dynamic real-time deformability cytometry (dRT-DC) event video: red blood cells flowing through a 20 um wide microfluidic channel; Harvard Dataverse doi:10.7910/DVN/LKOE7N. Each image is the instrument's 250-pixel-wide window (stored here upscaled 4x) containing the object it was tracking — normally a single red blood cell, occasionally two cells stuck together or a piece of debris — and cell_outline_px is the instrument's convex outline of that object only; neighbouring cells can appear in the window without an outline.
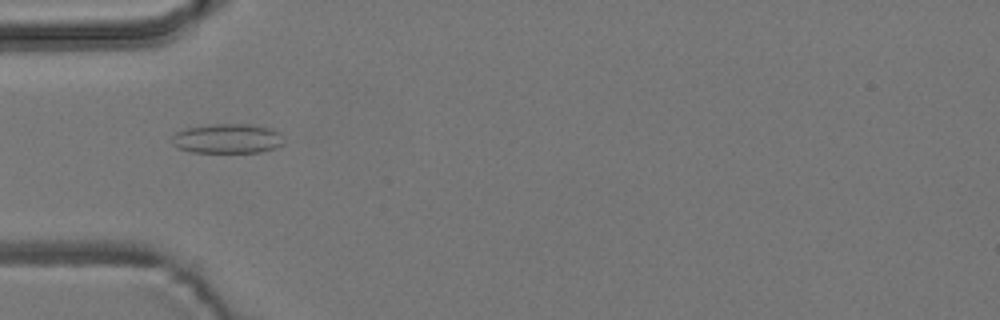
{"species": "common noctule bat (a hibernating species)", "species_latin": "Nyctalus noctula", "temperature_condition": "room temperature", "stored_images_in_passage": 4, "camera_frame_rate_fps": 3000, "um_per_image_px": 0.085, "animal": {"sex": "male", "body_mass_g": 19.2, "forearm_length_mm": 51.8}, "frame": {"image": 1, "passage_image": 2, "time_ms": 1.0, "image_size_px": [1000, 320], "cell_outline_px": [[280, 144], [276, 148], [260, 152], [192, 152], [176, 148], [172, 144], [172, 136], [176, 132], [184, 128], [212, 124], [252, 124], [272, 128], [280, 132]], "centroid_in_image_um": [19.28, 11.77], "position_along_channel_um": 65.7, "area_um2": 19.36}}
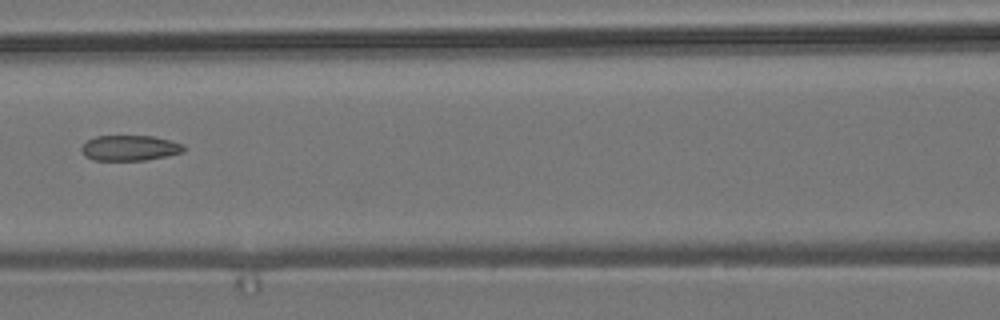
{"frame": {"image": 2, "passage_image": 4, "time_ms": 3.333, "image_size_px": [1000, 320], "cell_outline_px": [[188, 148], [184, 152], [168, 156], [144, 160], [92, 160], [84, 156], [80, 148], [88, 140], [96, 136], [152, 136], [184, 144]], "centroid_in_image_um": [11.06, 12.58], "position_along_channel_um": 155.5, "area_um2": 15.26}}